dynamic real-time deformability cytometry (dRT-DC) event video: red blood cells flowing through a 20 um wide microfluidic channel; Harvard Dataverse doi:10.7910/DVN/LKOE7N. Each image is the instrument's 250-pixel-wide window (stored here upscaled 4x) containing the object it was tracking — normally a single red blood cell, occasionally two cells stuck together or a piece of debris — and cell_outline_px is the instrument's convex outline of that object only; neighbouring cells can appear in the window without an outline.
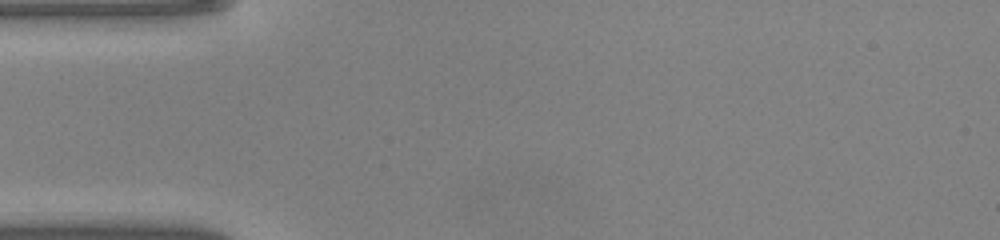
{"species": "common noctule bat (a hibernating species)", "species_latin": "Nyctalus noctula", "temperature_condition": "warm", "stored_images_in_passage": 2, "camera_frame_rate_fps": 3000, "um_per_image_px": 0.085, "animal": {"sex": "male", "body_mass_g": 20.0, "forearm_length_mm": 53.3}, "frame": {"image": 1, "passage_image": 1, "time_ms": 0.0, "image_size_px": [1000, 240], "cell_outline_px": [[160, 180], [144, 184], [20, 184], [12, 180], [12, 176], [36, 172], [136, 172], [160, 176]], "centroid_in_image_um": [7.26, 15.14], "position_along_channel_um": 77.7, "area_um2": 11.79}}